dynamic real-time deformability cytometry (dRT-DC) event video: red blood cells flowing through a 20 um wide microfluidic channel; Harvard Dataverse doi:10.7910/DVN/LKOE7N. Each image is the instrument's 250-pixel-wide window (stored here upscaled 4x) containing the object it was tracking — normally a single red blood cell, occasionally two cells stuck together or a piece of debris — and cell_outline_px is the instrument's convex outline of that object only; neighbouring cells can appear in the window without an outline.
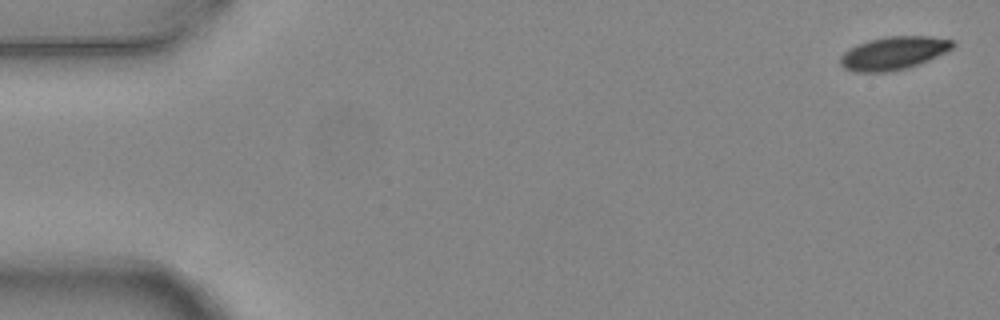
{"species": "common noctule bat (a hibernating species)", "species_latin": "Nyctalus noctula", "temperature_condition": "warm", "stored_images_in_passage": 5, "camera_frame_rate_fps": 3000, "um_per_image_px": 0.085, "animal": {"sex": "female", "body_mass_g": 24.6, "forearm_length_mm": 56.2}, "frame": {"image": 1, "passage_image": 1, "time_ms": 0.0, "image_size_px": [1000, 320], "cell_outline_px": [[956, 44], [952, 48], [920, 64], [908, 68], [884, 72], [852, 72], [844, 68], [840, 64], [840, 56], [848, 48], [856, 44], [868, 40], [888, 36], [928, 36], [952, 40]], "centroid_in_image_um": [75.9, 4.52], "position_along_channel_um": 9.1, "area_um2": 21.73}}
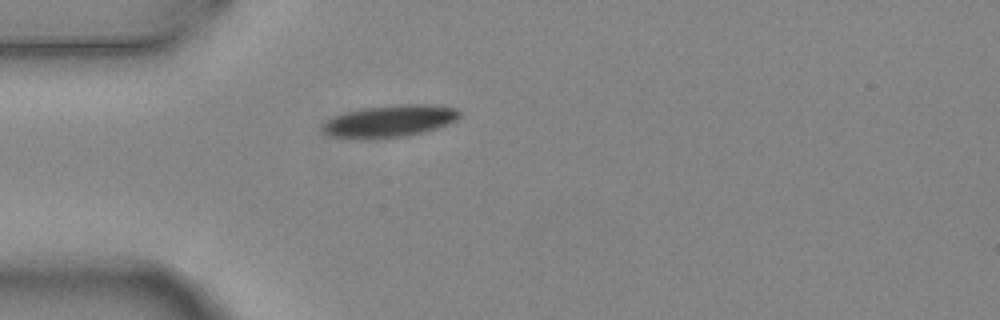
{"frame": {"image": 2, "passage_image": 5, "time_ms": 1.333, "image_size_px": [1000, 320], "cell_outline_px": [[460, 116], [456, 120], [448, 124], [436, 128], [404, 136], [332, 136], [324, 132], [320, 128], [328, 120], [336, 116], [348, 112], [364, 108], [404, 104], [428, 104], [456, 108], [460, 112]], "centroid_in_image_um": [33.21, 10.24], "position_along_channel_um": 51.8, "area_um2": 24.28}}